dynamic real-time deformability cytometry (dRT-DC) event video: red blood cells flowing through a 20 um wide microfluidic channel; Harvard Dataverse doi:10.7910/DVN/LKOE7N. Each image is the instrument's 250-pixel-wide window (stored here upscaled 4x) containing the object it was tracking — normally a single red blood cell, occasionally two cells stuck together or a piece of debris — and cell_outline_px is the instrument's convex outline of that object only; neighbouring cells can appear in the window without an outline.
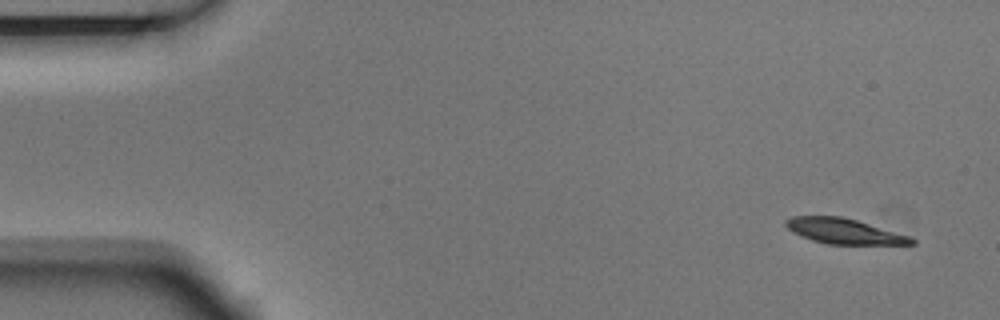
{"species": "Egyptian fruit bat (a non-hibernating species)", "species_latin": "Rousettus aegyptiacus", "temperature_condition": "room temperature", "stored_images_in_passage": 8, "camera_frame_rate_fps": 3000, "um_per_image_px": 0.085, "animal": {"sex": "male"}, "frame": {"image": 1, "passage_image": 1, "time_ms": 0.0, "image_size_px": [1000, 320], "cell_outline_px": [[916, 244], [828, 244], [812, 240], [800, 236], [792, 232], [784, 224], [784, 220], [792, 216], [840, 216], [856, 220], [908, 236], [916, 240]], "centroid_in_image_um": [71.68, 19.65], "position_along_channel_um": 13.3, "area_um2": 18.32}}
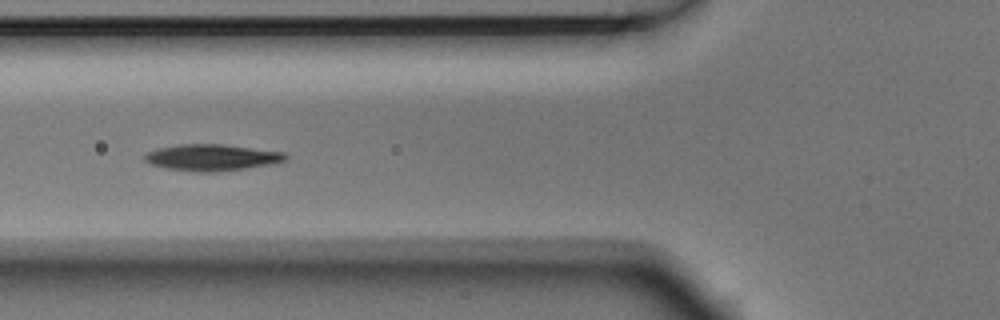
{"frame": {"image": 2, "passage_image": 6, "time_ms": 1.667, "image_size_px": [1000, 320], "cell_outline_px": [[288, 160], [272, 164], [220, 172], [196, 172], [168, 168], [148, 164], [144, 160], [144, 156], [148, 152], [156, 148], [176, 144], [224, 144], [284, 152], [288, 156]], "centroid_in_image_um": [18.01, 13.38], "position_along_channel_um": 107.8, "area_um2": 21.96}}
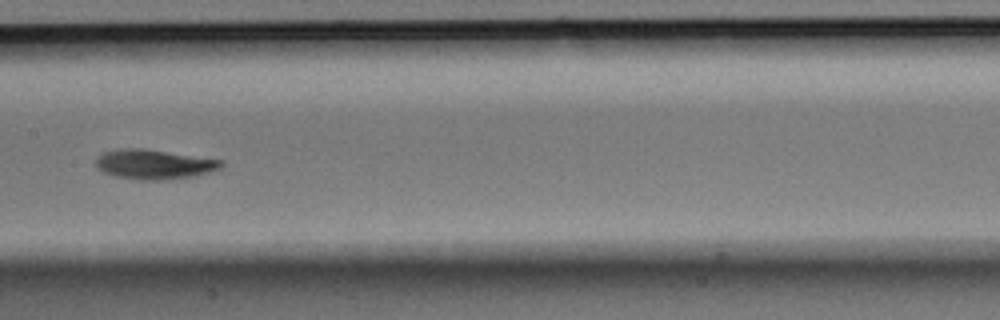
{"frame": {"image": 3, "passage_image": 8, "time_ms": 2.333, "image_size_px": [1000, 320], "cell_outline_px": [[224, 164], [220, 168], [196, 176], [160, 180], [140, 180], [116, 176], [104, 172], [96, 168], [96, 156], [104, 152], [120, 148], [144, 148], [224, 160]], "centroid_in_image_um": [13.09, 13.96], "position_along_channel_um": 194.3, "area_um2": 21.79}}